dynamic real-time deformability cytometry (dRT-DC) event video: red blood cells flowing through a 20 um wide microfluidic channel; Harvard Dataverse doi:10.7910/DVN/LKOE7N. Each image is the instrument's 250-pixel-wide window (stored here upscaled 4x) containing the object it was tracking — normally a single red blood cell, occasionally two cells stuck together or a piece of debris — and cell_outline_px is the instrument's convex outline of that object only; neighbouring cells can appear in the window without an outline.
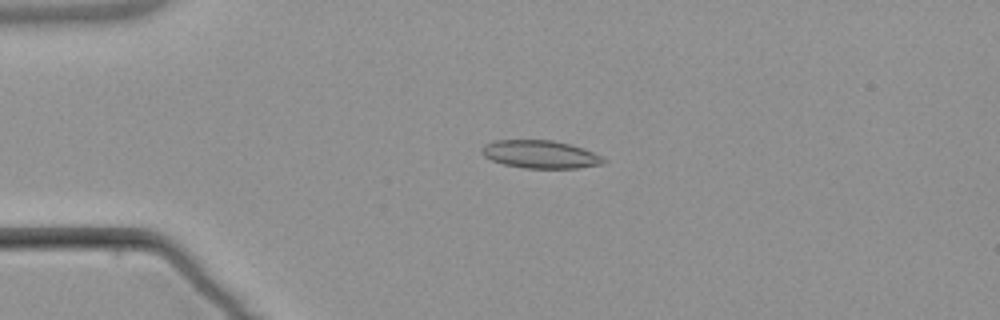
{"species": "common noctule bat (a hibernating species)", "species_latin": "Nyctalus noctula", "temperature_condition": "warm", "stored_images_in_passage": 5, "camera_frame_rate_fps": 3000, "um_per_image_px": 0.085, "animal": {"sex": "male", "body_mass_g": 21.5, "forearm_length_mm": 52.0}, "frame": {"image": 1, "passage_image": 4, "time_ms": 4.0, "image_size_px": [1000, 320], "cell_outline_px": [[608, 160], [604, 164], [576, 168], [524, 168], [504, 164], [492, 160], [484, 156], [480, 152], [480, 148], [484, 144], [496, 140], [552, 140], [572, 144], [584, 148], [604, 156]], "centroid_in_image_um": [45.97, 13.11], "position_along_channel_um": 39.0, "area_um2": 20.11}}